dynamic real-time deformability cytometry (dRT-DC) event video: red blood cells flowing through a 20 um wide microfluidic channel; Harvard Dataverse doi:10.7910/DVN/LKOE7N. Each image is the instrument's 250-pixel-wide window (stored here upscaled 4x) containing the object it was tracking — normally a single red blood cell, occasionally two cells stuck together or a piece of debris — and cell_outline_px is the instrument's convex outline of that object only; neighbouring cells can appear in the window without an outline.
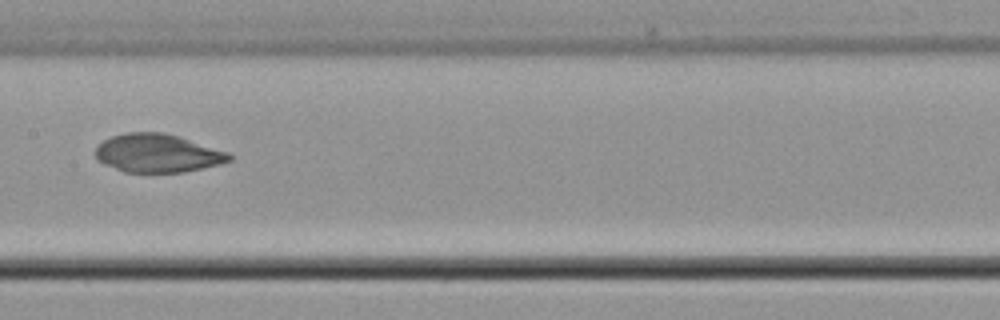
{"species": "common noctule bat (a hibernating species)", "species_latin": "Nyctalus noctula", "temperature_condition": "cold", "stored_images_in_passage": 7, "camera_frame_rate_fps": 3000, "um_per_image_px": 0.085, "animal": {"sex": "male", "body_mass_g": 21.5, "forearm_length_mm": 52.0}, "frame": {"image": 1, "passage_image": 7, "time_ms": 8.333, "image_size_px": [1000, 320], "cell_outline_px": [[232, 160], [220, 164], [184, 172], [124, 172], [104, 164], [96, 156], [96, 148], [104, 140], [112, 136], [124, 132], [160, 132], [176, 136], [228, 152], [232, 156]], "centroid_in_image_um": [13.39, 13.03], "position_along_channel_um": 194.0, "area_um2": 29.54}}